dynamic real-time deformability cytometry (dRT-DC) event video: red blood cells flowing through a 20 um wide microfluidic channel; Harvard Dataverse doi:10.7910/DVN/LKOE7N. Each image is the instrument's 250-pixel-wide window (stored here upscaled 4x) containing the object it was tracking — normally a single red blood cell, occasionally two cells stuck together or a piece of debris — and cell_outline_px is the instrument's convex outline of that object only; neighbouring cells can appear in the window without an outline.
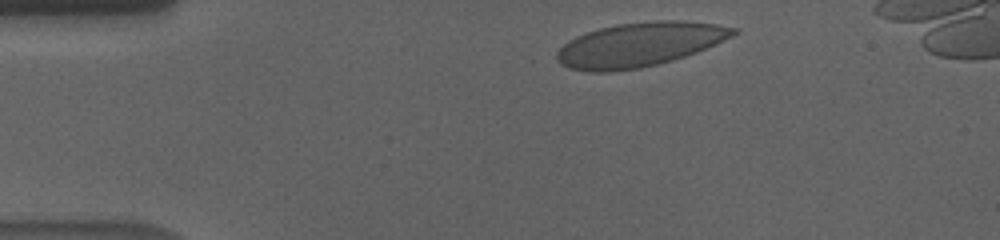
{"species": "human", "species_latin": "Homo sapiens", "temperature_condition": "cold", "stored_images_in_passage": 43, "camera_frame_rate_fps": 3000, "um_per_image_px": 0.085, "donor": {"sex": "male"}, "frame": {"image": 1, "passage_image": 3, "time_ms": 0.667, "image_size_px": [1000, 240], "cell_outline_px": [[740, 28], [732, 36], [696, 52], [672, 60], [640, 68], [612, 72], [588, 72], [568, 68], [560, 64], [556, 60], [556, 52], [568, 40], [576, 36], [600, 28], [616, 24], [652, 20], [684, 20], [716, 24]], "centroid_in_image_um": [54.32, 3.78], "position_along_channel_um": 30.7, "area_um2": 45.49}}
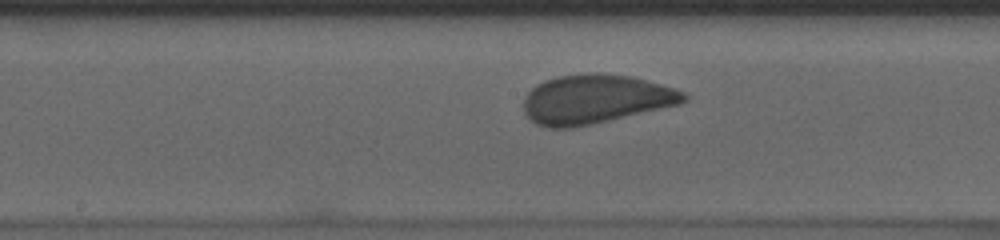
{"frame": {"image": 2, "passage_image": 22, "time_ms": 7.0, "image_size_px": [1000, 240], "cell_outline_px": [[688, 100], [680, 104], [592, 124], [572, 128], [548, 128], [536, 124], [524, 112], [524, 96], [536, 84], [544, 80], [556, 76], [584, 72], [600, 72], [632, 76], [660, 84], [684, 92], [688, 96]], "centroid_in_image_um": [50.58, 8.41], "position_along_channel_um": 197.6, "area_um2": 46.07}}
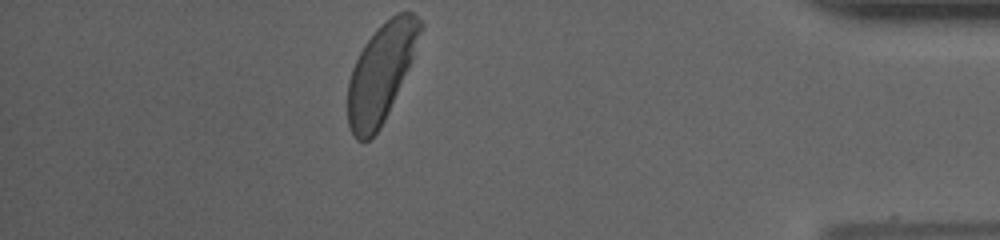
{"frame": {"image": 3, "passage_image": 43, "time_ms": 14.0, "image_size_px": [1000, 240], "cell_outline_px": [[424, 24], [412, 60], [388, 112], [380, 128], [368, 140], [356, 140], [348, 124], [348, 80], [352, 68], [364, 44], [396, 12], [412, 12], [424, 20]], "centroid_in_image_um": [32.4, 6.18], "position_along_channel_um": 402.8, "area_um2": 40.63}, "authors_computed_cell_mechanics": {"area_um2": 44.6794, "velocity_mm_per_s": 3.5278, "shape_relaxation_time_tau1_ms": 4.7624, "shape_relaxation_time_tau2_ms": null, "deformation_change_tau1": 0.1228, "deformation_change_tau2": null}}